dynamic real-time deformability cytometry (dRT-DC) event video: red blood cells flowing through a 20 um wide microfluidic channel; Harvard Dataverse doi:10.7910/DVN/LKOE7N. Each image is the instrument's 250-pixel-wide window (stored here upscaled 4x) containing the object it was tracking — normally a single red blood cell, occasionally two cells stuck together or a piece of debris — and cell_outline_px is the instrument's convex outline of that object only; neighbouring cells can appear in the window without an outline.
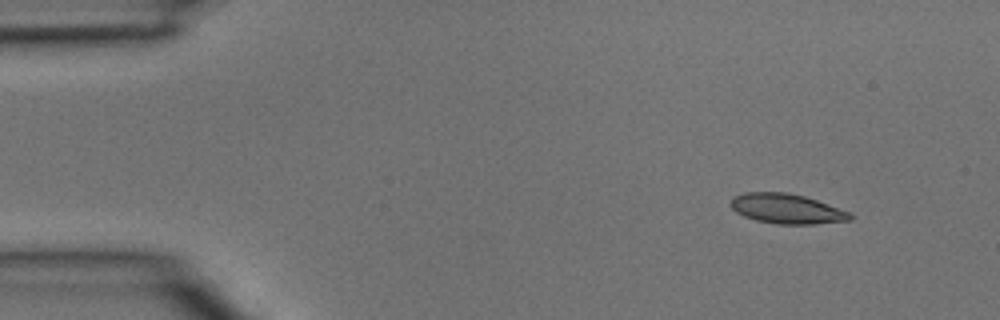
{"species": "common noctule bat (a hibernating species)", "species_latin": "Nyctalus noctula", "temperature_condition": "room temperature", "stored_images_in_passage": 3, "camera_frame_rate_fps": 3000, "um_per_image_px": 0.085, "animal": {"sex": "male", "body_mass_g": 15.6}, "frame": {"image": 1, "passage_image": 1, "time_ms": 0.0, "image_size_px": [1000, 320], "cell_outline_px": [[852, 220], [816, 224], [776, 224], [756, 220], [744, 216], [736, 212], [728, 204], [732, 196], [744, 192], [788, 192], [804, 196], [852, 212]], "centroid_in_image_um": [66.86, 17.74], "position_along_channel_um": 18.1, "area_um2": 21.04}}
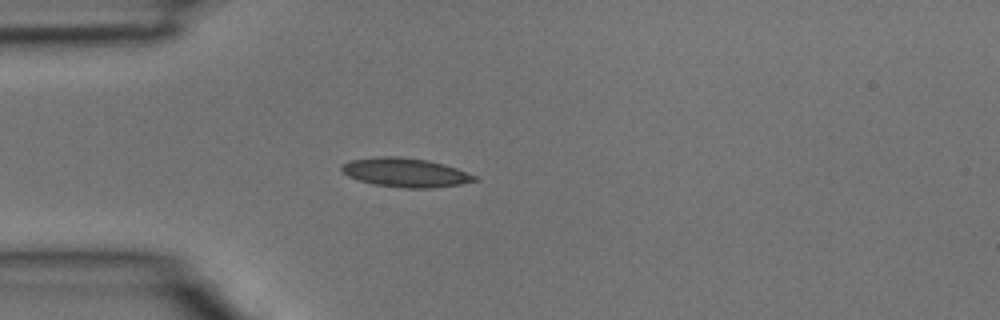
{"frame": {"image": 2, "passage_image": 3, "time_ms": 0.667, "image_size_px": [1000, 320], "cell_outline_px": [[480, 180], [460, 184], [432, 188], [404, 188], [376, 184], [360, 180], [348, 176], [340, 168], [344, 164], [352, 160], [380, 156], [400, 156], [428, 160], [444, 164], [456, 168], [476, 176]], "centroid_in_image_um": [34.51, 14.66], "position_along_channel_um": 50.5, "area_um2": 22.25}}